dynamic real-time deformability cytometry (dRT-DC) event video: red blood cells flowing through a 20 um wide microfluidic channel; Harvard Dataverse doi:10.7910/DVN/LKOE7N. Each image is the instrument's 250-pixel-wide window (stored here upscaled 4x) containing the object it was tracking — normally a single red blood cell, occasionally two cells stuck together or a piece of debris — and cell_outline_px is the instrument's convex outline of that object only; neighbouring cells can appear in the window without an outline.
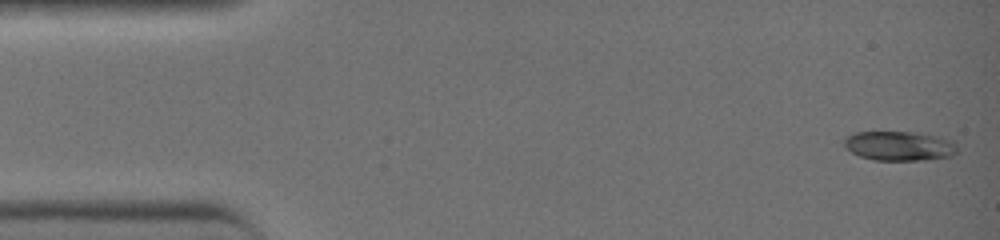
{"species": "common noctule bat (a hibernating species)", "species_latin": "Nyctalus noctula", "temperature_condition": "warm", "stored_images_in_passage": 41, "camera_frame_rate_fps": 3000, "um_per_image_px": 0.085, "animal": {"sex": "female", "body_mass_g": 19.0, "forearm_length_mm": 51.5}, "frame": {"image": 1, "passage_image": 1, "time_ms": 0.0, "image_size_px": [1000, 240], "cell_outline_px": [[956, 152], [952, 156], [924, 160], [872, 160], [860, 156], [852, 152], [844, 144], [844, 140], [848, 136], [856, 132], [912, 132], [936, 136], [952, 140], [956, 148]], "centroid_in_image_um": [76.44, 12.41], "position_along_channel_um": 8.6, "area_um2": 19.19}}
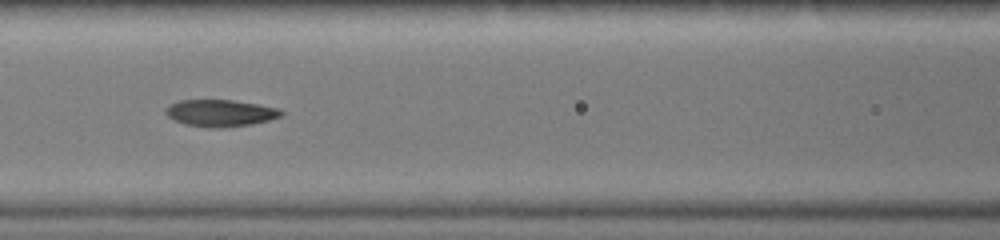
{"frame": {"image": 2, "passage_image": 18, "time_ms": 5.667, "image_size_px": [1000, 240], "cell_outline_px": [[284, 116], [252, 124], [220, 128], [208, 128], [184, 124], [168, 116], [164, 112], [164, 108], [180, 100], [232, 100], [280, 108], [284, 112]], "centroid_in_image_um": [18.75, 9.61], "position_along_channel_um": 147.8, "area_um2": 18.15}}
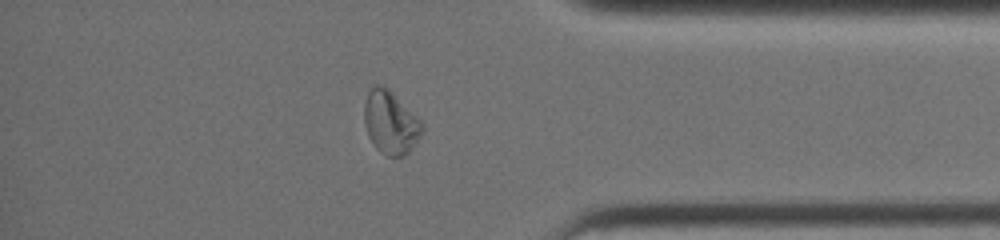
{"frame": {"image": 3, "passage_image": 35, "time_ms": 11.333, "image_size_px": [1000, 240], "cell_outline_px": [[424, 128], [420, 136], [408, 152], [404, 156], [388, 156], [380, 152], [376, 148], [368, 136], [364, 120], [364, 104], [368, 92], [376, 84], [380, 84], [388, 88], [424, 124]], "centroid_in_image_um": [33.18, 10.41], "position_along_channel_um": 402.0, "area_um2": 21.04}, "authors_computed_cell_mechanics": {"area_um2": 18.496, "velocity_mm_per_s": 4.6296, "shape_relaxation_time_tau1_ms": 5.4857, "shape_relaxation_time_tau2_ms": 2.4623, "deformation_change_tau1": 0.2439, "deformation_change_tau2": 0.0691}}